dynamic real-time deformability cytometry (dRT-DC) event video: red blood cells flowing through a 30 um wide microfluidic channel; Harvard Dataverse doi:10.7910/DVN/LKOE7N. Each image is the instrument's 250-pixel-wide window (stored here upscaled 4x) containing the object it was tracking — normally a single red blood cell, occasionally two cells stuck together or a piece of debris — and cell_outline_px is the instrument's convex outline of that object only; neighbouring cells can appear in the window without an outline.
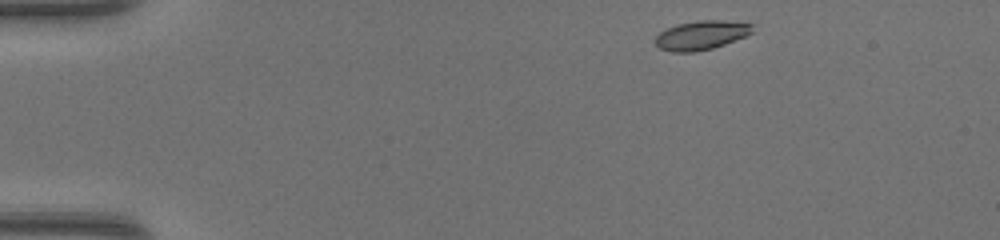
{"species": "common noctule bat (a hibernating species)", "species_latin": "Nyctalus noctula", "temperature_condition": "warm", "stored_images_in_passage": 42, "camera_frame_rate_fps": 3000, "um_per_image_px": 0.085, "animal": {"sex": "female", "body_mass_g": 17.0, "forearm_length_mm": 48.0}, "frame": {"image": 1, "passage_image": 1, "time_ms": 0.0, "image_size_px": [1000, 240], "cell_outline_px": [[752, 32], [744, 36], [724, 44], [712, 48], [696, 52], [672, 52], [660, 48], [656, 44], [656, 36], [660, 32], [676, 24], [696, 20], [720, 20], [752, 24]], "centroid_in_image_um": [59.57, 2.99], "position_along_channel_um": 25.4, "area_um2": 16.24}}
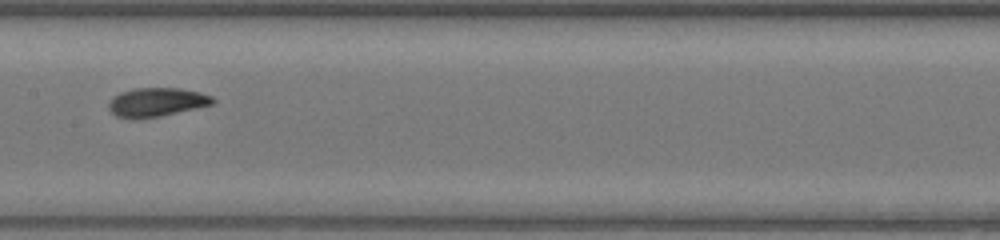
{"frame": {"image": 2, "passage_image": 19, "time_ms": 6.0, "image_size_px": [1000, 240], "cell_outline_px": [[216, 100], [212, 104], [196, 108], [160, 116], [116, 116], [108, 108], [108, 104], [112, 96], [120, 92], [132, 88], [180, 88], [200, 92], [212, 96]], "centroid_in_image_um": [13.33, 8.64], "position_along_channel_um": 194.1, "area_um2": 17.05}}
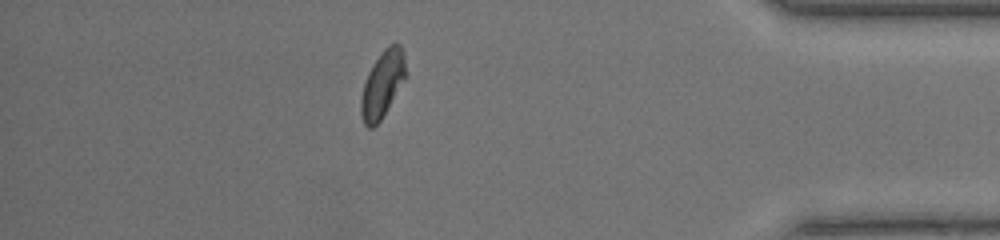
{"frame": {"image": 3, "passage_image": 36, "time_ms": 11.667, "image_size_px": [1000, 240], "cell_outline_px": [[404, 80], [380, 120], [372, 128], [368, 128], [364, 124], [360, 112], [360, 96], [368, 72], [372, 64], [380, 52], [388, 44], [396, 40], [400, 44], [404, 52]], "centroid_in_image_um": [32.48, 7.1], "position_along_channel_um": 402.7, "area_um2": 17.28}, "authors_computed_cell_mechanics": {"area_um2": 17.3111, "velocity_mm_per_s": 4.3386, "shape_relaxation_time_tau1_ms": 4.6931, "shape_relaxation_time_tau2_ms": 1.4993, "deformation_change_tau1": 0.1688, "deformation_change_tau2": 0.061}}